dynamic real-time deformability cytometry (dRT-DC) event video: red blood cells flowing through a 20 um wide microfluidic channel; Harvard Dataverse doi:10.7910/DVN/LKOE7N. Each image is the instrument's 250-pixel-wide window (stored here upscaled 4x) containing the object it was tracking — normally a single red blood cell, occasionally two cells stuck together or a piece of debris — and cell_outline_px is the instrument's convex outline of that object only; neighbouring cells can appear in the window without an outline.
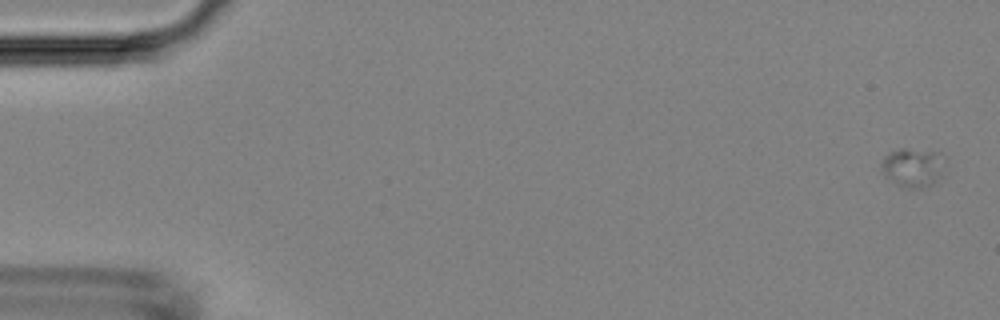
{"species": "Egyptian fruit bat (a non-hibernating species)", "species_latin": "Rousettus aegyptiacus", "temperature_condition": "room temperature", "stored_images_in_passage": 8, "camera_frame_rate_fps": 3000, "um_per_image_px": 0.085, "animal": {"sex": "female"}, "frame": {"image": 1, "passage_image": 1, "time_ms": 0.0, "image_size_px": [1000, 320], "cell_outline_px": [[944, 156], [940, 176], [932, 184], [920, 188], [908, 188], [896, 184], [884, 176], [880, 168], [880, 164], [884, 156], [888, 152], [900, 148], [908, 148], [940, 152]], "centroid_in_image_um": [77.54, 14.21], "position_along_channel_um": 7.5, "area_um2": 14.57}}